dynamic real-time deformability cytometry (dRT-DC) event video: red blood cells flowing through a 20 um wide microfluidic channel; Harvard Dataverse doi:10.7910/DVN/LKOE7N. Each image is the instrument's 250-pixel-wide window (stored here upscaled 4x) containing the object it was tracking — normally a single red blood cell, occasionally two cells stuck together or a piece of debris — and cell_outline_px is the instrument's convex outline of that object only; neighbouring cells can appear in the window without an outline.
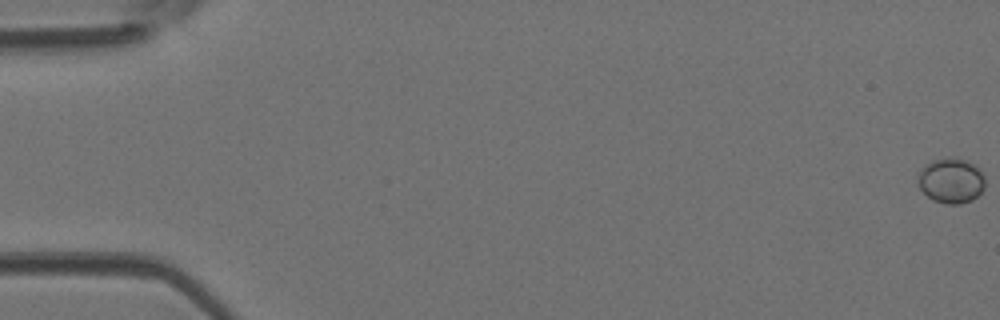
{"species": "Egyptian fruit bat (a non-hibernating species)", "species_latin": "Rousettus aegyptiacus", "temperature_condition": "room temperature", "stored_images_in_passage": 9, "camera_frame_rate_fps": 3000, "um_per_image_px": 0.085, "animal": {"sex": "female"}, "frame": {"image": 1, "passage_image": 1, "time_ms": 0.0, "image_size_px": [1000, 320], "cell_outline_px": [[984, 188], [972, 200], [960, 204], [948, 204], [932, 200], [920, 188], [916, 180], [920, 172], [932, 160], [956, 156], [980, 168], [984, 176]], "centroid_in_image_um": [80.85, 15.35], "position_along_channel_um": 4.1, "area_um2": 17.57}}